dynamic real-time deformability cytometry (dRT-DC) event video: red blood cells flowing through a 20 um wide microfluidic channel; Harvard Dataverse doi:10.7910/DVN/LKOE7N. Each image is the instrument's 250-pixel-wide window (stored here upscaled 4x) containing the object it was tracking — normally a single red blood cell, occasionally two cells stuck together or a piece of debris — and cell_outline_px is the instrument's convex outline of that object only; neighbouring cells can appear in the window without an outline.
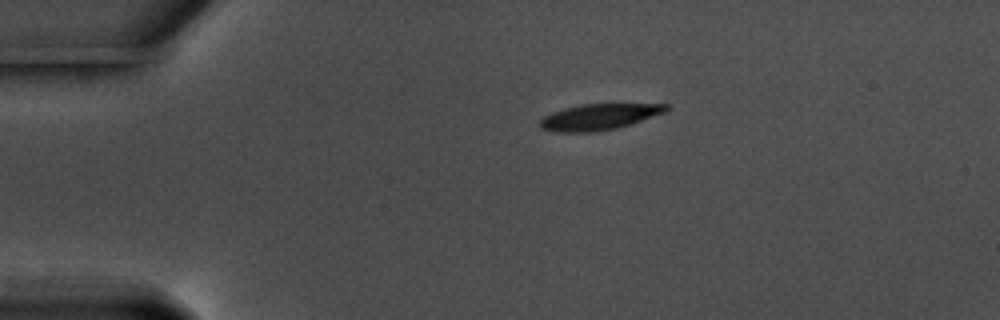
{"species": "common noctule bat (a hibernating species)", "species_latin": "Nyctalus noctula", "temperature_condition": "warm", "stored_images_in_passage": 46, "camera_frame_rate_fps": 3000, "um_per_image_px": 0.085, "animal": {"sex": "male", "body_mass_g": 17.5, "forearm_length_mm": 52.3}, "frame": {"image": 1, "passage_image": 1, "time_ms": 0.0, "image_size_px": [1000, 320], "cell_outline_px": [[668, 112], [632, 124], [616, 128], [596, 132], [556, 132], [540, 128], [540, 120], [544, 116], [552, 112], [564, 108], [580, 104], [612, 100], [668, 104]], "centroid_in_image_um": [51.05, 9.86], "position_along_channel_um": 33.9, "area_um2": 20.58}}
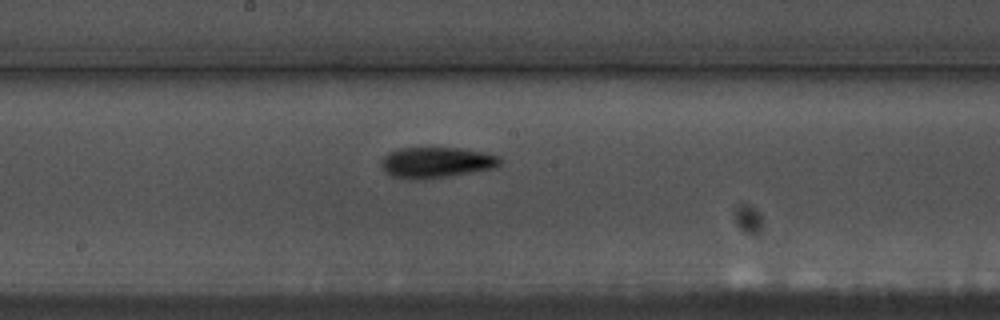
{"frame": {"image": 2, "passage_image": 20, "time_ms": 6.333, "image_size_px": [1000, 320], "cell_outline_px": [[500, 164], [496, 168], [424, 180], [408, 180], [392, 176], [384, 172], [380, 164], [380, 160], [388, 152], [400, 148], [460, 148], [500, 156]], "centroid_in_image_um": [37.03, 13.83], "position_along_channel_um": 211.2, "area_um2": 21.5}}
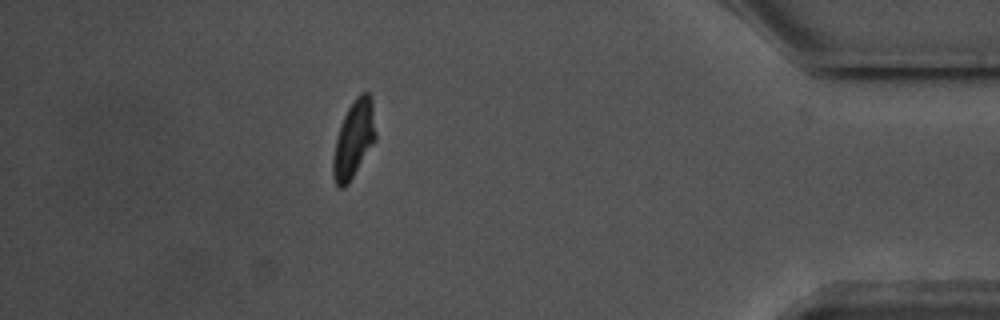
{"frame": {"image": 3, "passage_image": 40, "time_ms": 13.0, "image_size_px": [1000, 320], "cell_outline_px": [[376, 140], [348, 184], [344, 188], [336, 188], [332, 176], [332, 160], [336, 140], [344, 116], [348, 108], [356, 96], [360, 92], [368, 92], [372, 96], [376, 132]], "centroid_in_image_um": [30.08, 11.85], "position_along_channel_um": 405.1, "area_um2": 19.36}, "authors_computed_cell_mechanics": {"area_um2": 19.9699, "velocity_mm_per_s": 3.5649, "shape_relaxation_time_tau1_ms": 2.8622, "shape_relaxation_time_tau2_ms": 3.5732, "deformation_change_tau1": 0.1571, "deformation_change_tau2": 0.0946}}